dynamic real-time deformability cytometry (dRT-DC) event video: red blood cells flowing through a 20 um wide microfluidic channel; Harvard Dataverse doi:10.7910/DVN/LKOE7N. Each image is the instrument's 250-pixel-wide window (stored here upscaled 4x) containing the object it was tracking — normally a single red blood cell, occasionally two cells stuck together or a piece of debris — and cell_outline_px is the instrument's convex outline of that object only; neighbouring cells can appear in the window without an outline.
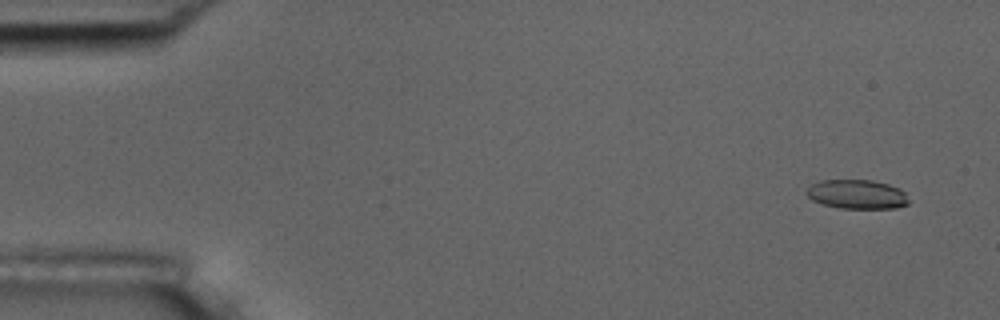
{"species": "common noctule bat (a hibernating species)", "species_latin": "Nyctalus noctula", "temperature_condition": "room temperature", "stored_images_in_passage": 6, "camera_frame_rate_fps": 3000, "um_per_image_px": 0.085, "animal": {"sex": "male", "body_mass_g": 17.5, "forearm_length_mm": 52.3}, "frame": {"image": 1, "passage_image": 1, "time_ms": 0.0, "image_size_px": [1000, 320], "cell_outline_px": [[908, 204], [896, 208], [840, 208], [824, 204], [812, 200], [804, 192], [812, 184], [820, 180], [872, 180], [888, 184], [900, 188], [904, 192], [908, 200]], "centroid_in_image_um": [72.84, 16.51], "position_along_channel_um": 12.2, "area_um2": 17.34}}
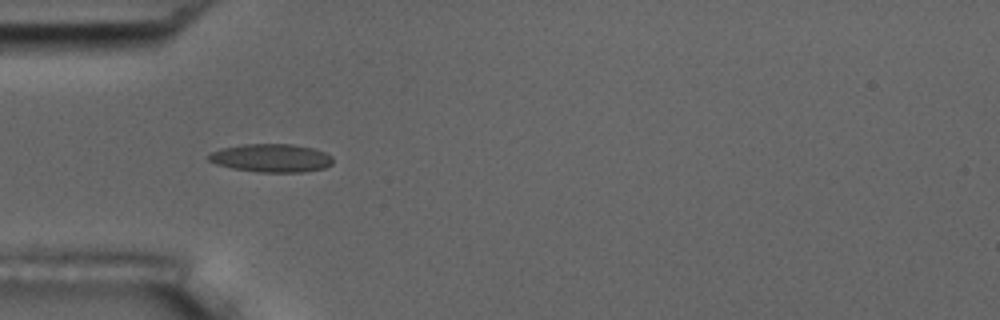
{"frame": {"image": 2, "passage_image": 5, "time_ms": 4.667, "image_size_px": [1000, 320], "cell_outline_px": [[332, 164], [324, 168], [300, 172], [260, 172], [232, 168], [216, 164], [208, 160], [208, 156], [212, 152], [220, 148], [244, 144], [292, 144], [316, 148], [332, 156]], "centroid_in_image_um": [23.07, 13.42], "position_along_channel_um": 61.9, "area_um2": 20.46}}